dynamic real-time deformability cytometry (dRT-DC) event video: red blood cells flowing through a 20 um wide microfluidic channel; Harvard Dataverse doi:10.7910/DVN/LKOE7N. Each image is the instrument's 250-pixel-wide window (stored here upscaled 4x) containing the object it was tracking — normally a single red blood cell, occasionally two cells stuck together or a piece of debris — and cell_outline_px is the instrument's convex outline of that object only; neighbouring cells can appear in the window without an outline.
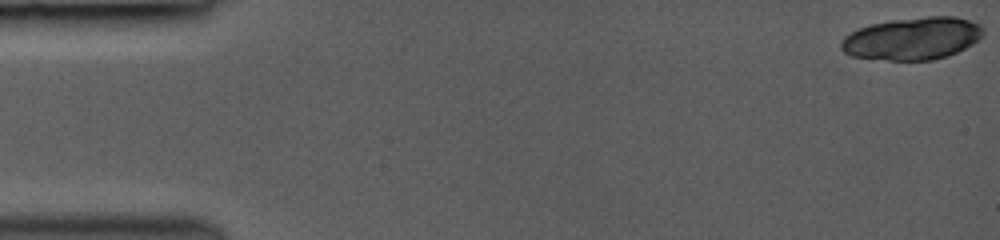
{"species": "common noctule bat (a hibernating species)", "species_latin": "Nyctalus noctula", "temperature_condition": "room temperature", "stored_images_in_passage": 11, "camera_frame_rate_fps": 3000, "um_per_image_px": 0.085, "animal": {"sex": "female", "body_mass_g": 19.0, "forearm_length_mm": 53.3}, "frame": {"image": 1, "passage_image": 1, "time_ms": 0.0, "image_size_px": [1000, 240], "cell_outline_px": [[984, 36], [972, 44], [948, 56], [932, 60], [888, 60], [852, 56], [844, 52], [840, 48], [840, 44], [844, 36], [860, 28], [872, 24], [892, 20], [928, 16], [956, 16], [980, 24], [984, 28]], "centroid_in_image_um": [77.59, 3.27], "position_along_channel_um": 7.4, "area_um2": 35.14}}